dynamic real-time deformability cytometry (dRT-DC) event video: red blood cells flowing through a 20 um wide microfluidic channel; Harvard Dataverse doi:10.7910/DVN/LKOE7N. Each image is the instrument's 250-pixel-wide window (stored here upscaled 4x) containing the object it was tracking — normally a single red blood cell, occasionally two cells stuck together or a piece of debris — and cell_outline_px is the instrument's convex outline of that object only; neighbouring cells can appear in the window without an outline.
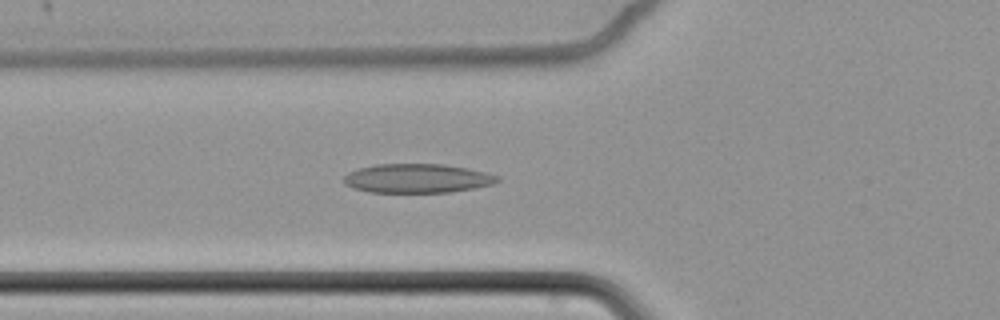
{"species": "common noctule bat (a hibernating species)", "species_latin": "Nyctalus noctula", "temperature_condition": "cold", "stored_images_in_passage": 63, "camera_frame_rate_fps": 3000, "um_per_image_px": 0.085, "animal": {"sex": "female", "body_mass_g": 22.7, "forearm_length_mm": 54.2}, "frame": {"image": 1, "passage_image": 26, "time_ms": 8.333, "image_size_px": [1000, 320], "cell_outline_px": [[500, 180], [492, 184], [472, 188], [448, 192], [368, 192], [352, 188], [344, 184], [344, 176], [348, 172], [360, 168], [376, 164], [444, 164], [468, 168], [500, 176]], "centroid_in_image_um": [35.44, 15.16], "position_along_channel_um": 90.4, "area_um2": 25.95}}
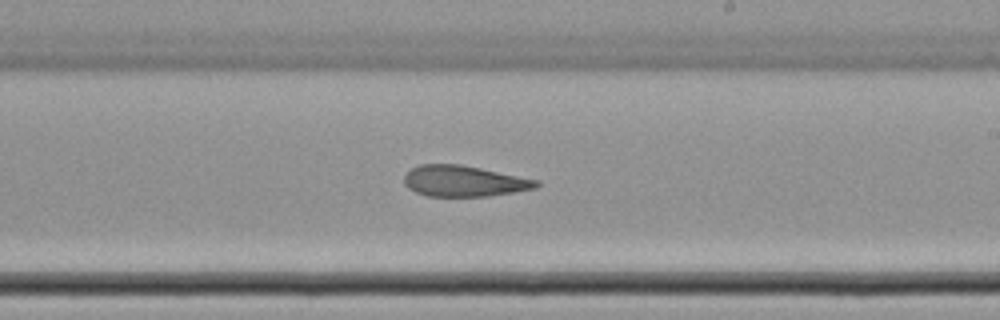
{"frame": {"image": 2, "passage_image": 40, "time_ms": 13.0, "image_size_px": [1000, 320], "cell_outline_px": [[540, 184], [536, 188], [488, 196], [428, 196], [416, 192], [408, 188], [404, 184], [404, 176], [412, 168], [420, 164], [460, 164], [540, 180]], "centroid_in_image_um": [39.44, 15.39], "position_along_channel_um": 249.6, "area_um2": 23.76}}
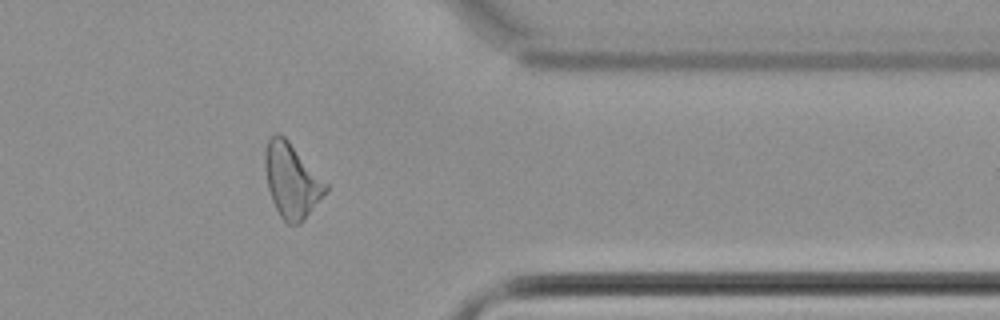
{"frame": {"image": 3, "passage_image": 53, "time_ms": 17.333, "image_size_px": [1000, 320], "cell_outline_px": [[328, 192], [304, 220], [300, 224], [288, 224], [280, 216], [272, 200], [268, 188], [264, 164], [264, 152], [268, 140], [276, 132], [284, 136], [288, 140], [328, 184]], "centroid_in_image_um": [24.8, 15.36], "position_along_channel_um": 386.6, "area_um2": 26.36}}